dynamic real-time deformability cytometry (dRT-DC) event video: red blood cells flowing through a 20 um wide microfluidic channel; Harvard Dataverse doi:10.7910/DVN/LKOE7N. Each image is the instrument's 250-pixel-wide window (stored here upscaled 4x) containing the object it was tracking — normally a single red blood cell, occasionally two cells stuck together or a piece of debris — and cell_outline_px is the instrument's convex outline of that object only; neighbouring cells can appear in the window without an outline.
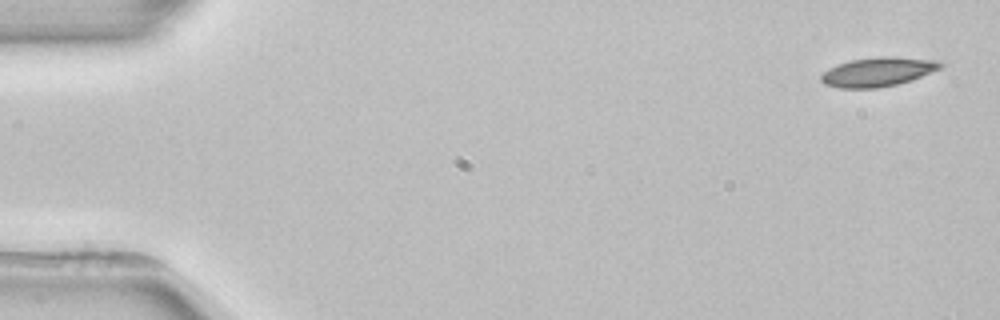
{"species": "common noctule bat (a hibernating species)", "species_latin": "Nyctalus noctula", "temperature_condition": "room temperature", "stored_images_in_passage": 4, "camera_frame_rate_fps": 3000, "um_per_image_px": 0.085, "animal": {"sex": "female", "body_mass_g": 22.7, "forearm_length_mm": 54.2}, "frame": {"image": 1, "passage_image": 1, "time_ms": 0.0, "image_size_px": [1000, 320], "cell_outline_px": [[948, 64], [940, 68], [912, 80], [896, 84], [876, 88], [840, 88], [824, 84], [820, 80], [820, 76], [828, 68], [852, 60], [880, 56], [892, 56], [936, 60]], "centroid_in_image_um": [74.64, 6.1], "position_along_channel_um": 10.4, "area_um2": 20.23}}
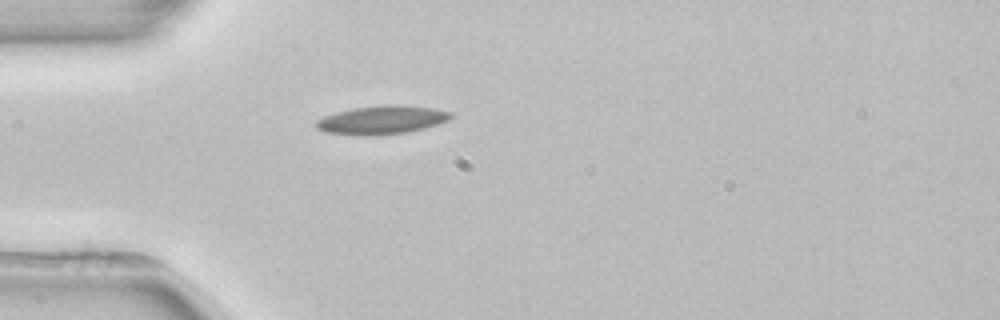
{"frame": {"image": 2, "passage_image": 4, "time_ms": 4.333, "image_size_px": [1000, 320], "cell_outline_px": [[456, 116], [448, 120], [424, 128], [408, 132], [368, 136], [364, 136], [324, 132], [316, 128], [316, 120], [324, 116], [336, 112], [352, 108], [384, 104], [400, 104], [432, 108], [452, 112]], "centroid_in_image_um": [32.46, 10.18], "position_along_channel_um": 52.5, "area_um2": 22.6}}